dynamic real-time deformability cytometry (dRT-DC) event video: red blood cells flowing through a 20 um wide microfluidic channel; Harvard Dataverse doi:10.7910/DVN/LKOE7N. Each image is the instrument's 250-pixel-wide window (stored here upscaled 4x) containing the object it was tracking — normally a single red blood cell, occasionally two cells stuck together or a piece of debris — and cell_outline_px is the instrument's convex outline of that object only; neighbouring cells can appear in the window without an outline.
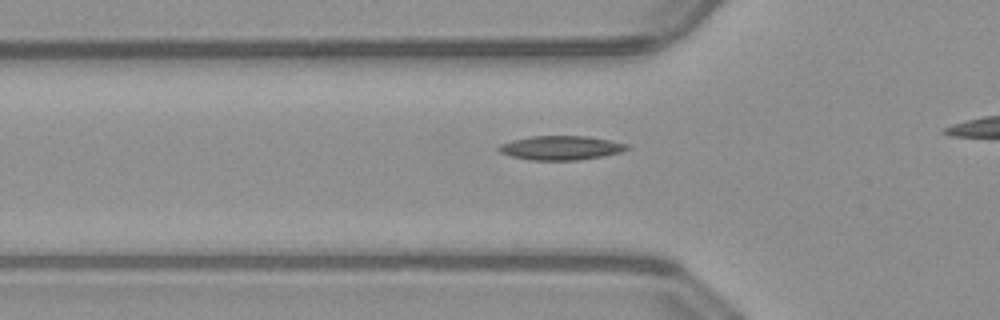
{"species": "common noctule bat (a hibernating species)", "species_latin": "Nyctalus noctula", "temperature_condition": "warm", "stored_images_in_passage": 33, "camera_frame_rate_fps": 3000, "um_per_image_px": 0.085, "animal": {"sex": "male", "body_mass_g": 23.1, "forearm_length_mm": 52.7}, "frame": {"image": 1, "passage_image": 9, "time_ms": 2.667, "image_size_px": [1000, 320], "cell_outline_px": [[628, 148], [620, 152], [600, 156], [576, 160], [532, 160], [512, 156], [500, 152], [496, 148], [500, 144], [532, 136], [588, 136], [628, 144]], "centroid_in_image_um": [47.66, 12.56], "position_along_channel_um": 78.1, "area_um2": 17.63}}
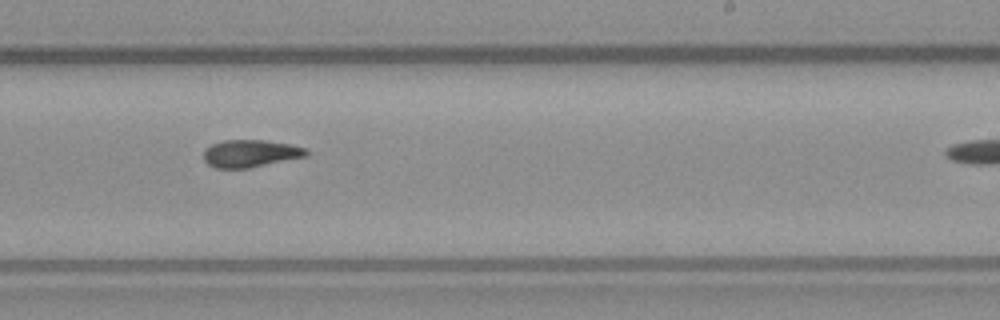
{"frame": {"image": 2, "passage_image": 23, "time_ms": 7.333, "image_size_px": [1000, 320], "cell_outline_px": [[308, 156], [248, 168], [216, 168], [208, 164], [204, 160], [204, 152], [212, 144], [224, 140], [264, 140], [288, 144], [304, 148], [308, 152]], "centroid_in_image_um": [21.28, 13.05], "position_along_channel_um": 267.7, "area_um2": 16.18}}
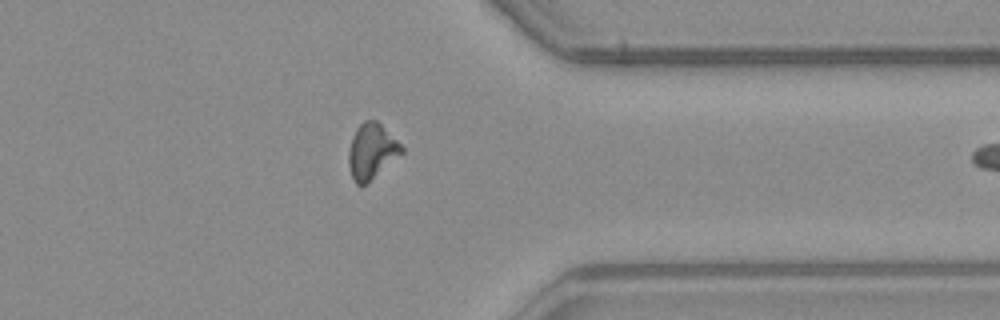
{"frame": {"image": 3, "passage_image": 32, "time_ms": 10.333, "image_size_px": [1000, 320], "cell_outline_px": [[404, 152], [364, 184], [356, 184], [352, 180], [348, 164], [348, 152], [352, 136], [356, 128], [364, 120], [376, 120], [404, 148]], "centroid_in_image_um": [31.55, 12.84], "position_along_channel_um": 379.8, "area_um2": 16.76}}